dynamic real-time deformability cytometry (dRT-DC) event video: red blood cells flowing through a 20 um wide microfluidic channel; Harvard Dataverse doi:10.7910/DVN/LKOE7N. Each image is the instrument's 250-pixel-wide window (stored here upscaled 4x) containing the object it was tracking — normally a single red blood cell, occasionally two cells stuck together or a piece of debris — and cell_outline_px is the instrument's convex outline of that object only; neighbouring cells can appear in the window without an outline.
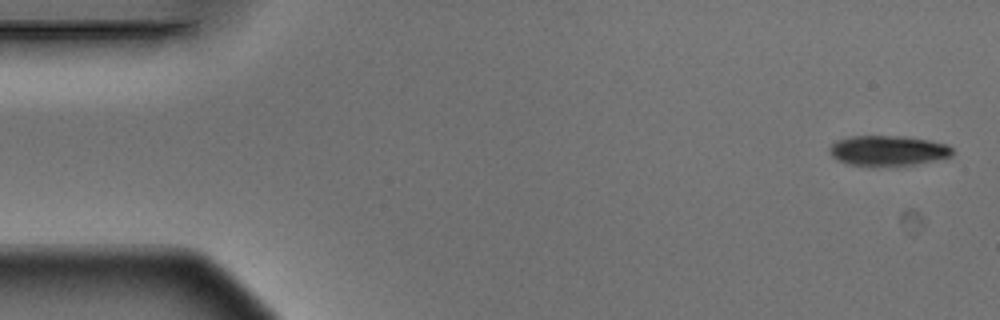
{"species": "Egyptian fruit bat (a non-hibernating species)", "species_latin": "Rousettus aegyptiacus", "temperature_condition": "warm", "stored_images_in_passage": 4, "camera_frame_rate_fps": 3000, "um_per_image_px": 0.085, "animal": {"sex": "male"}, "frame": {"image": 1, "passage_image": 1, "time_ms": 0.0, "image_size_px": [1000, 320], "cell_outline_px": [[952, 156], [936, 160], [916, 164], [876, 168], [868, 168], [848, 164], [836, 160], [828, 152], [828, 148], [836, 140], [848, 136], [904, 136], [928, 140], [948, 144], [952, 148]], "centroid_in_image_um": [75.42, 12.83], "position_along_channel_um": 9.6, "area_um2": 22.43}}
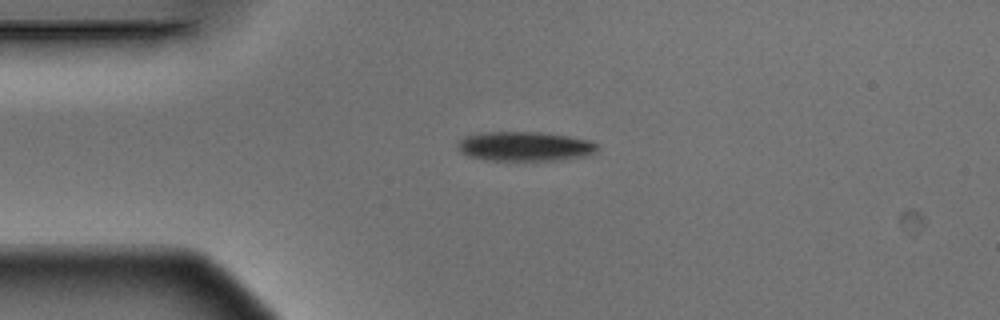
{"frame": {"image": 2, "passage_image": 4, "time_ms": 1.0, "image_size_px": [1000, 320], "cell_outline_px": [[600, 148], [596, 152], [588, 156], [556, 160], [488, 160], [472, 156], [460, 152], [456, 144], [464, 136], [484, 132], [536, 132], [568, 136], [592, 140], [600, 144]], "centroid_in_image_um": [44.68, 12.43], "position_along_channel_um": 40.3, "area_um2": 24.1}}